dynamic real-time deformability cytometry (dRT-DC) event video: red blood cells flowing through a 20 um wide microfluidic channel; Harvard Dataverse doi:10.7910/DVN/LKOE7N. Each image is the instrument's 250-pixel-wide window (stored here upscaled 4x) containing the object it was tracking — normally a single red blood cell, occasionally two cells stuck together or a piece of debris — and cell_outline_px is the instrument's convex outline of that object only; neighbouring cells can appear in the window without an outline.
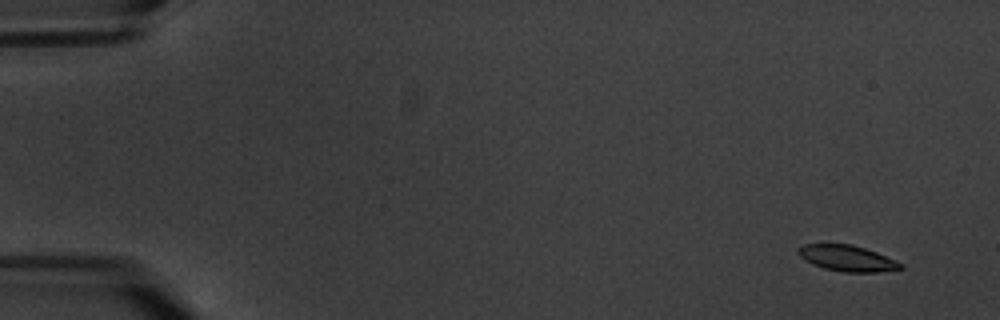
{"species": "common noctule bat (a hibernating species)", "species_latin": "Nyctalus noctula", "temperature_condition": "warm", "stored_images_in_passage": 4, "camera_frame_rate_fps": 3000, "um_per_image_px": 0.085, "animal": {"sex": "male", "body_mass_g": 20.1, "forearm_length_mm": 53.5}, "frame": {"image": 1, "passage_image": 1, "time_ms": 0.0, "image_size_px": [1000, 320], "cell_outline_px": [[904, 268], [876, 272], [844, 272], [824, 268], [812, 264], [804, 260], [796, 252], [796, 248], [804, 244], [852, 244], [876, 252], [896, 260], [904, 264]], "centroid_in_image_um": [71.99, 21.95], "position_along_channel_um": 13.0, "area_um2": 15.55}}